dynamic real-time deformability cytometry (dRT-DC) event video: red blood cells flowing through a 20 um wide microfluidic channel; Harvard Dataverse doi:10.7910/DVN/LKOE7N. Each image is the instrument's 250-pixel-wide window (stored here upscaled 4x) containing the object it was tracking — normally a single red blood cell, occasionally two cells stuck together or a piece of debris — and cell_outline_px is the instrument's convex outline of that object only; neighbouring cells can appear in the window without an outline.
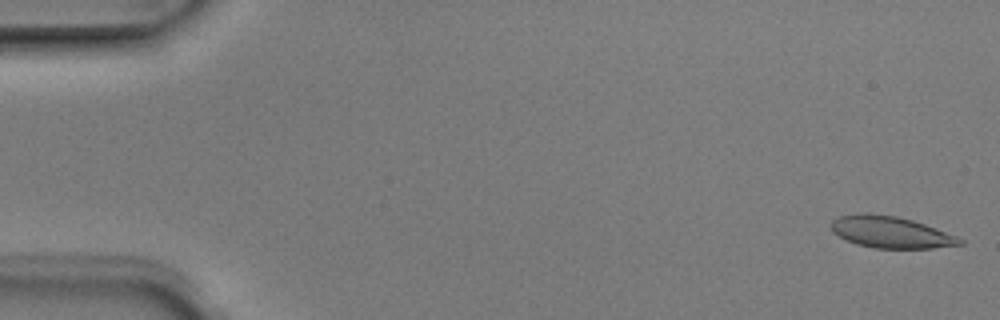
{"species": "Egyptian fruit bat (a non-hibernating species)", "species_latin": "Rousettus aegyptiacus", "temperature_condition": "room temperature", "stored_images_in_passage": 4, "camera_frame_rate_fps": 3000, "um_per_image_px": 0.085, "animal": {"sex": "male"}, "frame": {"image": 1, "passage_image": 1, "time_ms": 0.0, "image_size_px": [1000, 320], "cell_outline_px": [[964, 244], [932, 248], [876, 248], [856, 244], [832, 232], [832, 220], [840, 216], [860, 212], [868, 212], [896, 216], [912, 220], [924, 224], [956, 236], [964, 240]], "centroid_in_image_um": [75.7, 19.72], "position_along_channel_um": 9.3, "area_um2": 23.58}}
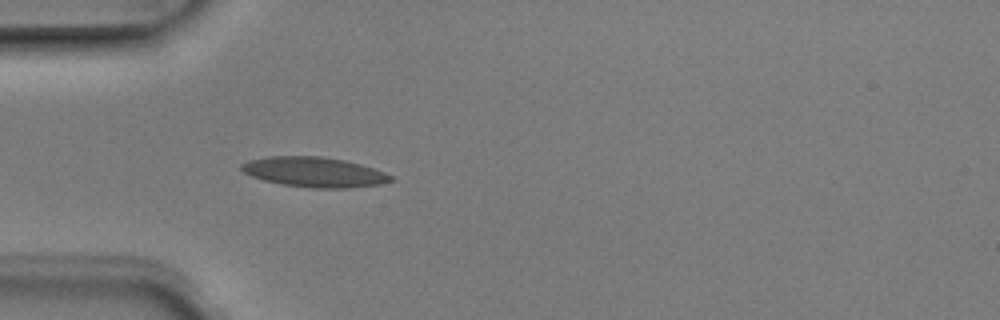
{"frame": {"image": 2, "passage_image": 4, "time_ms": 1.0, "image_size_px": [1000, 320], "cell_outline_px": [[396, 180], [380, 184], [348, 188], [312, 188], [284, 184], [264, 180], [252, 176], [244, 172], [240, 168], [240, 164], [248, 160], [268, 156], [320, 156], [344, 160], [360, 164], [384, 172], [392, 176]], "centroid_in_image_um": [26.71, 14.62], "position_along_channel_um": 58.3, "area_um2": 26.01}}